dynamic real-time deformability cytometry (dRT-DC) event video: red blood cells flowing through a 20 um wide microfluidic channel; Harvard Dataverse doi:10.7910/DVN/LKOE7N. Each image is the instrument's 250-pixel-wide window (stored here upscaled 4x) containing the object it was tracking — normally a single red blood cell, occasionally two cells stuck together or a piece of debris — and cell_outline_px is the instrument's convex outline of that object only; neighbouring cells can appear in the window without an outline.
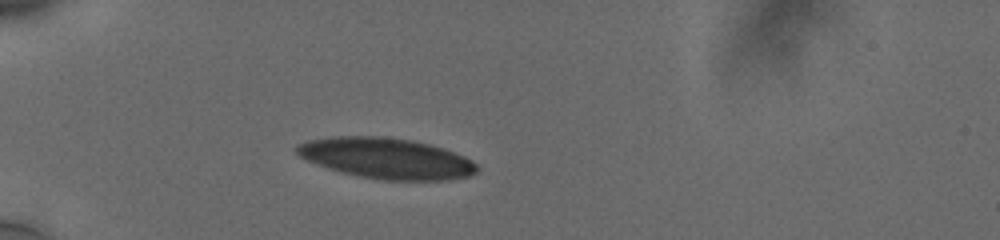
{"species": "human", "species_latin": "Homo sapiens", "temperature_condition": "cold", "stored_images_in_passage": 15, "camera_frame_rate_fps": 3000, "um_per_image_px": 0.085, "donor": {"sex": "male"}, "frame": {"image": 1, "passage_image": 9, "time_ms": 3.333, "image_size_px": [1000, 240], "cell_outline_px": [[480, 168], [476, 172], [468, 176], [452, 180], [384, 180], [360, 176], [328, 168], [308, 160], [300, 156], [296, 152], [296, 144], [308, 140], [328, 136], [380, 136], [412, 140], [444, 148], [464, 156], [472, 160]], "centroid_in_image_um": [32.86, 13.45], "position_along_channel_um": 52.1, "area_um2": 42.77}}
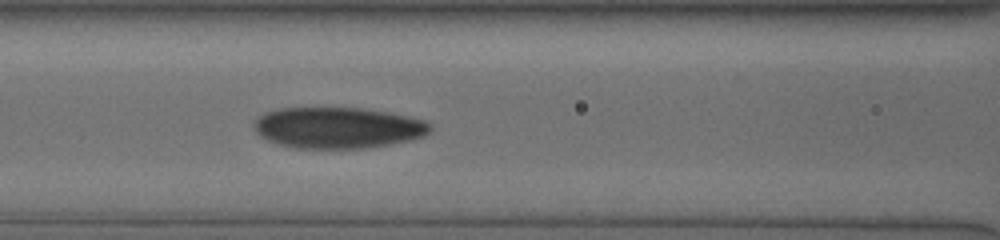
{"frame": {"image": 2, "passage_image": 15, "time_ms": 6.333, "image_size_px": [1000, 240], "cell_outline_px": [[432, 128], [424, 136], [412, 140], [392, 144], [364, 148], [296, 148], [276, 144], [260, 136], [256, 132], [252, 124], [256, 116], [264, 112], [280, 108], [360, 108], [388, 112], [408, 116], [424, 120], [432, 124]], "centroid_in_image_um": [28.69, 10.86], "position_along_channel_um": 137.9, "area_um2": 42.6}}